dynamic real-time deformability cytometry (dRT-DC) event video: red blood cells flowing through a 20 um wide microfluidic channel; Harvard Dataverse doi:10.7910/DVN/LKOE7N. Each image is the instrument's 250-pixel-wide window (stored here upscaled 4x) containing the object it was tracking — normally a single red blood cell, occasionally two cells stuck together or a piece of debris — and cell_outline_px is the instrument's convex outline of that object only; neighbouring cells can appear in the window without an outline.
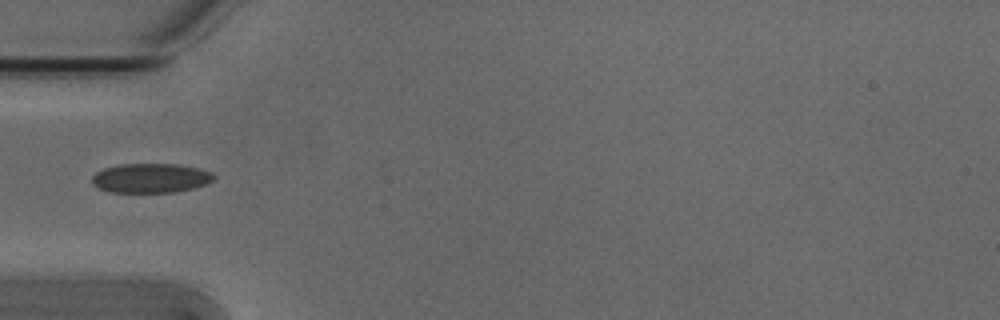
{"species": "Egyptian fruit bat (a non-hibernating species)", "species_latin": "Rousettus aegyptiacus", "temperature_condition": "cold", "stored_images_in_passage": 6, "camera_frame_rate_fps": 3000, "um_per_image_px": 0.085, "animal": {"sex": "male"}, "frame": {"image": 1, "passage_image": 5, "time_ms": 1.333, "image_size_px": [1000, 320], "cell_outline_px": [[216, 176], [212, 180], [204, 184], [192, 188], [172, 192], [108, 192], [92, 184], [92, 176], [96, 172], [104, 168], [120, 164], [180, 164], [212, 172]], "centroid_in_image_um": [12.78, 15.13], "position_along_channel_um": 72.2, "area_um2": 20.75}}
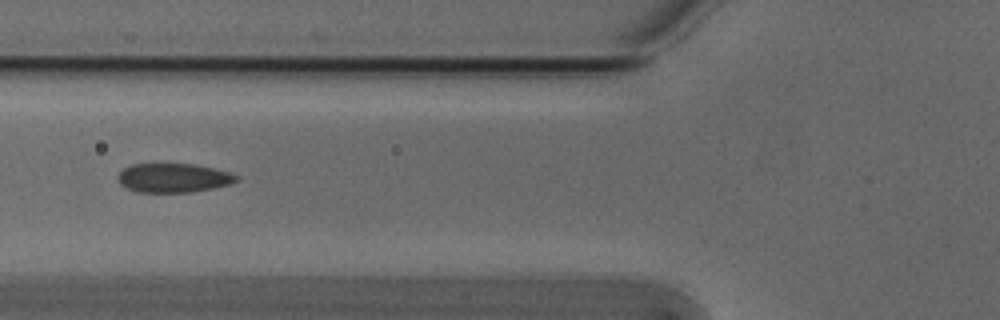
{"frame": {"image": 2, "passage_image": 6, "time_ms": 1.667, "image_size_px": [1000, 320], "cell_outline_px": [[240, 180], [232, 184], [192, 192], [136, 192], [124, 188], [116, 180], [116, 176], [124, 168], [132, 164], [196, 164], [228, 172], [240, 176]], "centroid_in_image_um": [14.72, 15.13], "position_along_channel_um": 111.1, "area_um2": 20.35}}